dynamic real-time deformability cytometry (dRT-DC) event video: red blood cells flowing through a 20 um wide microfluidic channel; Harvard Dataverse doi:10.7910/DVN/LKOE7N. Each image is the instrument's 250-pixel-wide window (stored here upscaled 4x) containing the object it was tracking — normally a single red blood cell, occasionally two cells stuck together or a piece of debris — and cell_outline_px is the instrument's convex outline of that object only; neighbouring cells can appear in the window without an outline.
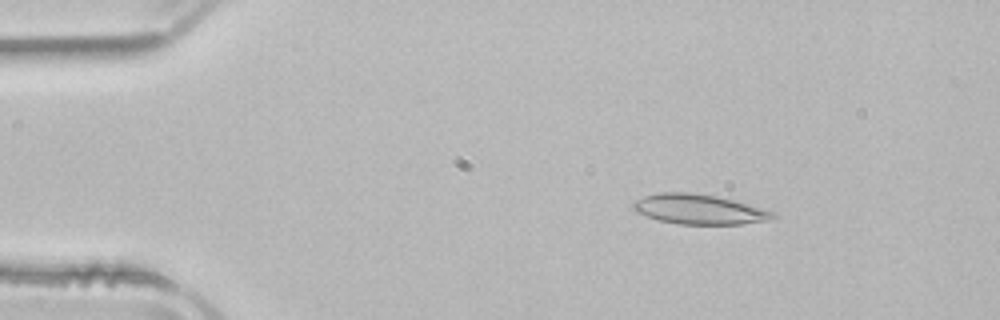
{"species": "common noctule bat (a hibernating species)", "species_latin": "Nyctalus noctula", "temperature_condition": "room temperature", "stored_images_in_passage": 5, "camera_frame_rate_fps": 3000, "um_per_image_px": 0.085, "animal": {"sex": "male", "body_mass_g": 21.5, "forearm_length_mm": 52.0}, "frame": {"image": 1, "passage_image": 2, "time_ms": 0.333, "image_size_px": [1000, 320], "cell_outline_px": [[776, 220], [740, 224], [676, 224], [656, 220], [636, 212], [632, 208], [632, 204], [636, 200], [644, 196], [656, 192], [688, 192], [716, 196], [732, 200], [760, 208], [772, 212], [776, 216]], "centroid_in_image_um": [59.38, 17.8], "position_along_channel_um": 25.6, "area_um2": 24.39}}
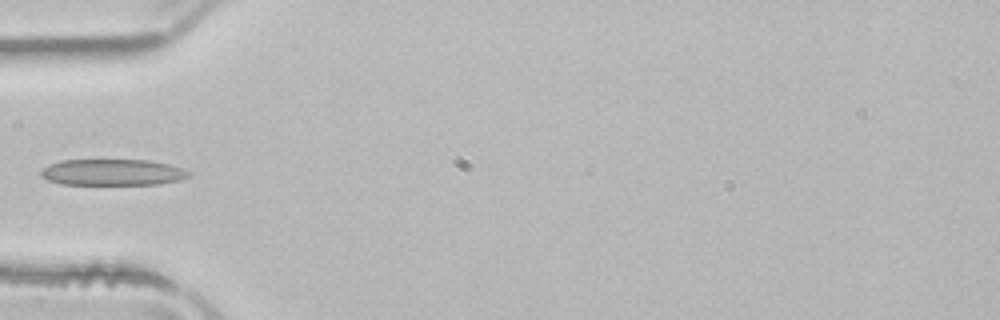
{"frame": {"image": 2, "passage_image": 4, "time_ms": 1.0, "image_size_px": [1000, 320], "cell_outline_px": [[192, 172], [188, 176], [180, 180], [156, 184], [64, 184], [48, 180], [40, 176], [40, 172], [48, 164], [60, 160], [148, 160], [168, 164], [184, 168]], "centroid_in_image_um": [9.57, 14.64], "position_along_channel_um": 75.4, "area_um2": 22.6}}
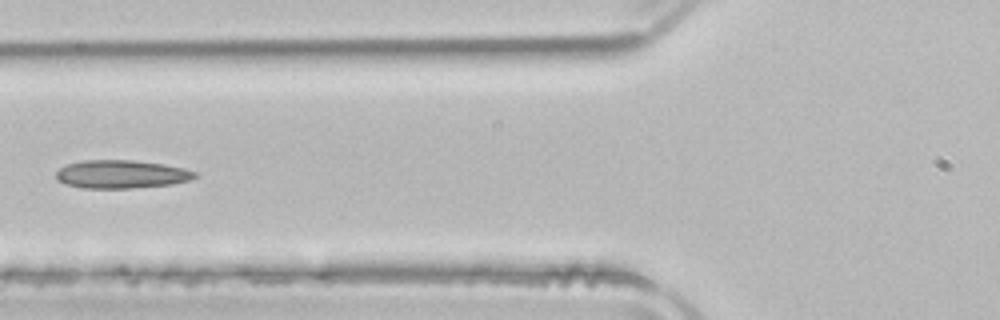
{"frame": {"image": 3, "passage_image": 5, "time_ms": 1.333, "image_size_px": [1000, 320], "cell_outline_px": [[196, 176], [188, 180], [172, 184], [132, 188], [84, 188], [64, 184], [56, 176], [56, 172], [60, 168], [68, 164], [80, 160], [132, 160], [164, 164], [184, 168], [196, 172]], "centroid_in_image_um": [10.3, 14.8], "position_along_channel_um": 115.5, "area_um2": 22.72}}